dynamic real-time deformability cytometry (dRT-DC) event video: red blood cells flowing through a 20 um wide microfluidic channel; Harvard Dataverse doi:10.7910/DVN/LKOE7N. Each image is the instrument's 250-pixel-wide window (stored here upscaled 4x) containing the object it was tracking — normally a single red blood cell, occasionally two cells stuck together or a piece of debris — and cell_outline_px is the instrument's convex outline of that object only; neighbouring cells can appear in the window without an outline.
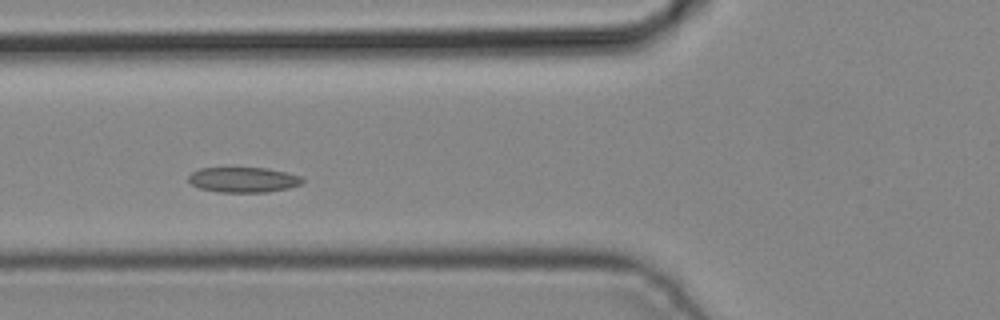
{"species": "common noctule bat (a hibernating species)", "species_latin": "Nyctalus noctula", "temperature_condition": "cold", "stored_images_in_passage": 4, "camera_frame_rate_fps": 3000, "um_per_image_px": 0.085, "animal": {"sex": "male", "body_mass_g": 19.2, "forearm_length_mm": 51.8}, "frame": {"image": 1, "passage_image": 4, "time_ms": 1.0, "image_size_px": [1000, 320], "cell_outline_px": [[304, 180], [300, 184], [288, 188], [268, 192], [216, 192], [200, 188], [192, 184], [188, 180], [188, 176], [192, 172], [200, 168], [268, 168], [300, 176]], "centroid_in_image_um": [20.66, 15.28], "position_along_channel_um": 105.1, "area_um2": 16.65}}